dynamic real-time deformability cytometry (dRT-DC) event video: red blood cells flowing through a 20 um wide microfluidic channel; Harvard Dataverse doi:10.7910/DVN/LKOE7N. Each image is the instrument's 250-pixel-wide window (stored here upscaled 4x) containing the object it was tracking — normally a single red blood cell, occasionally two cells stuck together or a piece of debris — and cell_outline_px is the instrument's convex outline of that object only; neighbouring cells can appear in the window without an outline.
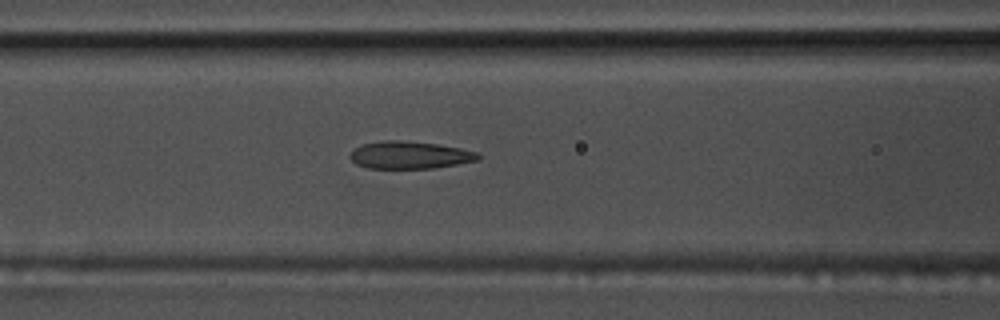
{"species": "common noctule bat (a hibernating species)", "species_latin": "Nyctalus noctula", "temperature_condition": "warm", "stored_images_in_passage": 54, "camera_frame_rate_fps": 3000, "um_per_image_px": 0.085, "animal": {"sex": "male", "body_mass_g": 17.5, "forearm_length_mm": 52.3}, "frame": {"image": 1, "passage_image": 22, "time_ms": 7.0, "image_size_px": [1000, 320], "cell_outline_px": [[480, 160], [436, 168], [368, 168], [356, 164], [348, 156], [360, 144], [380, 140], [400, 140], [436, 144], [460, 148], [476, 152], [480, 156]], "centroid_in_image_um": [34.81, 13.18], "position_along_channel_um": 131.8, "area_um2": 20.52}}
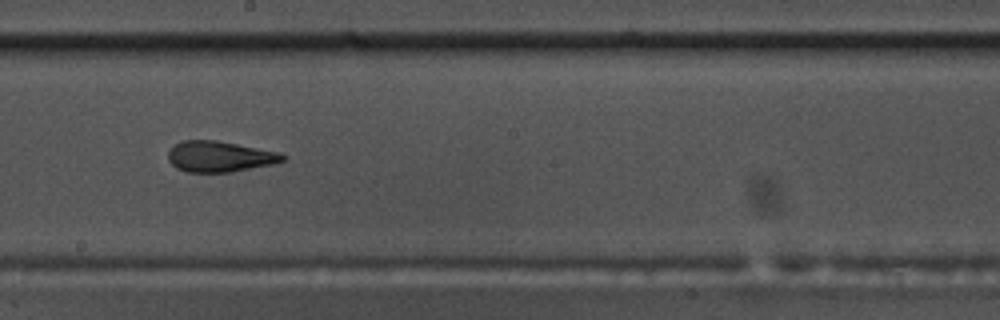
{"frame": {"image": 2, "passage_image": 30, "time_ms": 9.667, "image_size_px": [1000, 320], "cell_outline_px": [[288, 156], [284, 160], [272, 164], [228, 172], [188, 172], [176, 168], [168, 160], [168, 152], [180, 140], [216, 140], [280, 152]], "centroid_in_image_um": [18.67, 13.3], "position_along_channel_um": 229.5, "area_um2": 20.46}}
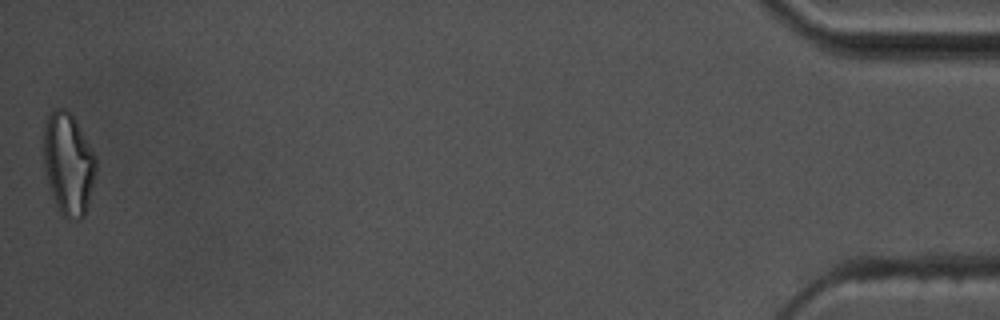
{"frame": {"image": 3, "passage_image": 54, "time_ms": 17.667, "image_size_px": [1000, 320], "cell_outline_px": [[96, 168], [88, 204], [84, 216], [80, 220], [68, 220], [60, 212], [56, 204], [48, 184], [44, 164], [44, 120], [56, 108], [64, 108], [76, 120], [96, 156]], "centroid_in_image_um": [5.81, 13.93], "position_along_channel_um": 429.4, "area_um2": 30.98}, "authors_computed_cell_mechanics": {"area_um2": 20.9525, "velocity_mm_per_s": 3.6782, "shape_relaxation_time_tau1_ms": 5.1342, "shape_relaxation_time_tau2_ms": 1.7046, "deformation_change_tau1": 0.1874, "deformation_change_tau2": 0.1146}}